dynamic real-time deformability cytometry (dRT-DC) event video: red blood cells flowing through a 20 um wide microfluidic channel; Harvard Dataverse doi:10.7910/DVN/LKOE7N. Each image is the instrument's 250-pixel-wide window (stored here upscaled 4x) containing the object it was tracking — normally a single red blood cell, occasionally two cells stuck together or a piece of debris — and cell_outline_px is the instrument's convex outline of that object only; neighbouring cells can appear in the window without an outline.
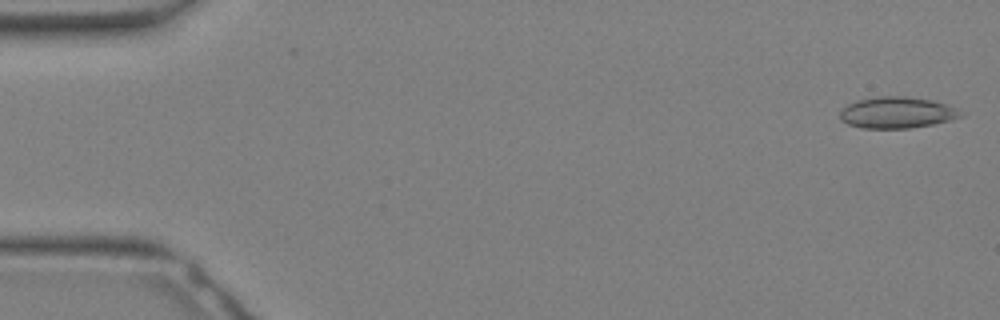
{"species": "Egyptian fruit bat (a non-hibernating species)", "species_latin": "Rousettus aegyptiacus", "temperature_condition": "warm", "stored_images_in_passage": 32, "camera_frame_rate_fps": 3000, "um_per_image_px": 0.085, "animal": {"sex": "female"}, "frame": {"image": 1, "passage_image": 1, "time_ms": 0.0, "image_size_px": [1000, 320], "cell_outline_px": [[964, 116], [952, 120], [912, 128], [860, 128], [848, 124], [840, 120], [840, 112], [848, 104], [856, 100], [880, 96], [904, 96], [932, 100], [956, 108], [964, 112]], "centroid_in_image_um": [76.26, 9.57], "position_along_channel_um": 8.7, "area_um2": 22.14}}
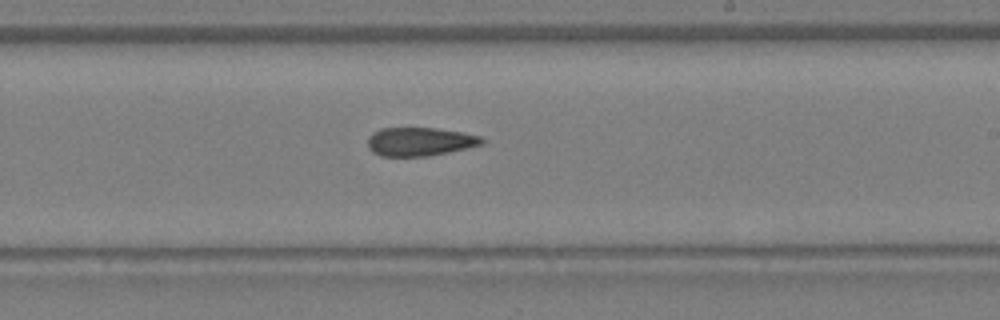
{"frame": {"image": 2, "passage_image": 19, "time_ms": 6.0, "image_size_px": [1000, 320], "cell_outline_px": [[488, 140], [484, 144], [468, 148], [428, 156], [380, 156], [372, 152], [368, 148], [368, 136], [372, 132], [380, 128], [436, 128], [460, 132], [480, 136]], "centroid_in_image_um": [35.69, 12.04], "position_along_channel_um": 253.3, "area_um2": 19.19}}
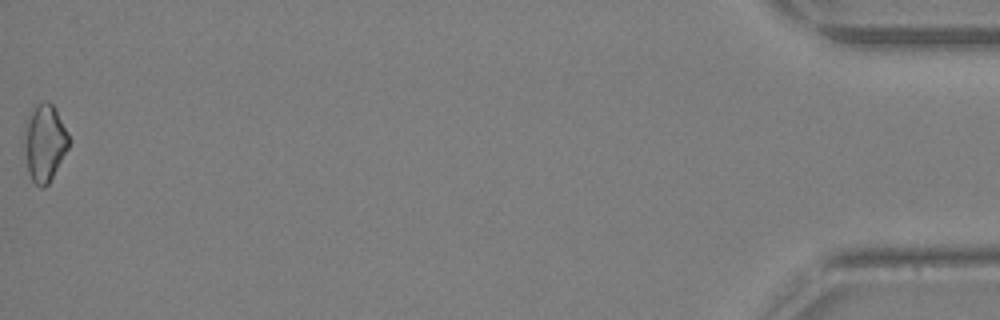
{"frame": {"image": 3, "passage_image": 32, "time_ms": 10.333, "image_size_px": [1000, 320], "cell_outline_px": [[72, 140], [68, 148], [48, 184], [44, 188], [40, 188], [32, 180], [28, 172], [24, 148], [24, 144], [28, 120], [32, 108], [36, 104], [44, 100], [48, 100], [56, 108]], "centroid_in_image_um": [3.82, 12.12], "position_along_channel_um": 431.4, "area_um2": 20.0}}